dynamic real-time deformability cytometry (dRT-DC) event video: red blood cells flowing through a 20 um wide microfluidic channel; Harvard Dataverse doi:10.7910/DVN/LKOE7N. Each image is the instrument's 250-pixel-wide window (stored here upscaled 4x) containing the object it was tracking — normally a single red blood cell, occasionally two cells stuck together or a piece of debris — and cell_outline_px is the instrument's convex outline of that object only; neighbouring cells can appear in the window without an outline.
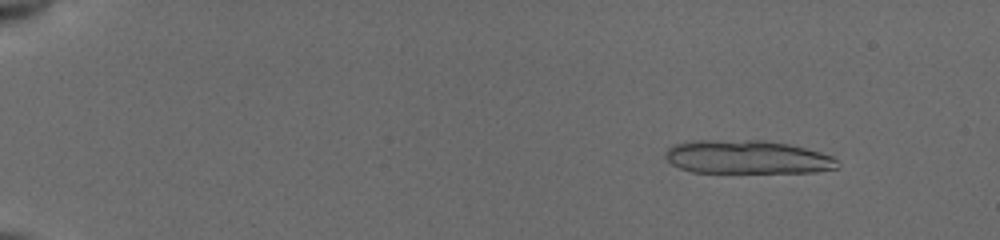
{"species": "common noctule bat (a hibernating species)", "species_latin": "Nyctalus noctula", "temperature_condition": "cold", "stored_images_in_passage": 20, "camera_frame_rate_fps": 3000, "um_per_image_px": 0.085, "animal": {"sex": "female", "body_mass_g": 19.5, "forearm_length_mm": 54.1}, "frame": {"image": 1, "passage_image": 7, "time_ms": 2.0, "image_size_px": [1000, 240], "cell_outline_px": [[840, 168], [816, 172], [692, 172], [680, 168], [672, 164], [664, 156], [664, 152], [668, 148], [676, 144], [692, 140], [764, 140], [788, 144], [820, 152], [832, 156], [840, 164]], "centroid_in_image_um": [63.52, 13.35], "position_along_channel_um": 21.5, "area_um2": 33.7}}